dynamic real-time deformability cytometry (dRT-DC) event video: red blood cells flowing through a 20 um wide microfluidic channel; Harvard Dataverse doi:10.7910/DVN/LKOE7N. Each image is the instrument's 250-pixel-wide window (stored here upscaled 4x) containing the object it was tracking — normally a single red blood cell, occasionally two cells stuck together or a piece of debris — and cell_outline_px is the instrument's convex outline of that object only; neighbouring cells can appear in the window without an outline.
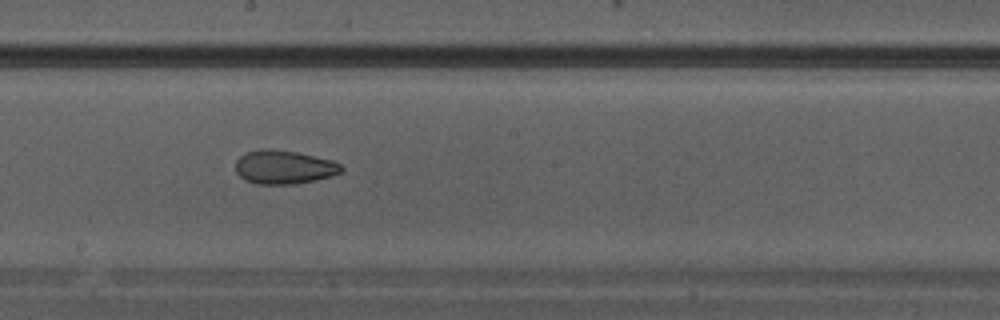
{"species": "Egyptian fruit bat (a non-hibernating species)", "species_latin": "Rousettus aegyptiacus", "temperature_condition": "warm", "stored_images_in_passage": 13, "camera_frame_rate_fps": 3000, "um_per_image_px": 0.085, "animal": {"sex": "male"}, "frame": {"image": 1, "passage_image": 8, "time_ms": 2.333, "image_size_px": [1000, 320], "cell_outline_px": [[344, 168], [340, 172], [332, 176], [316, 180], [292, 184], [256, 184], [240, 176], [236, 172], [236, 160], [240, 156], [248, 152], [260, 148], [268, 148], [296, 152], [332, 160], [340, 164]], "centroid_in_image_um": [24.14, 14.2], "position_along_channel_um": 224.1, "area_um2": 20.69}}
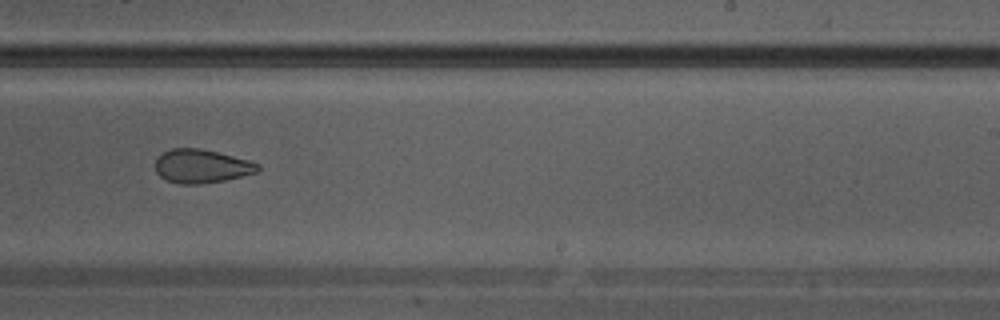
{"frame": {"image": 2, "passage_image": 10, "time_ms": 3.0, "image_size_px": [1000, 320], "cell_outline_px": [[260, 168], [256, 172], [224, 180], [200, 184], [176, 184], [160, 176], [156, 172], [156, 156], [172, 148], [200, 148], [248, 160], [260, 164]], "centroid_in_image_um": [17.09, 14.12], "position_along_channel_um": 271.9, "area_um2": 19.94}}